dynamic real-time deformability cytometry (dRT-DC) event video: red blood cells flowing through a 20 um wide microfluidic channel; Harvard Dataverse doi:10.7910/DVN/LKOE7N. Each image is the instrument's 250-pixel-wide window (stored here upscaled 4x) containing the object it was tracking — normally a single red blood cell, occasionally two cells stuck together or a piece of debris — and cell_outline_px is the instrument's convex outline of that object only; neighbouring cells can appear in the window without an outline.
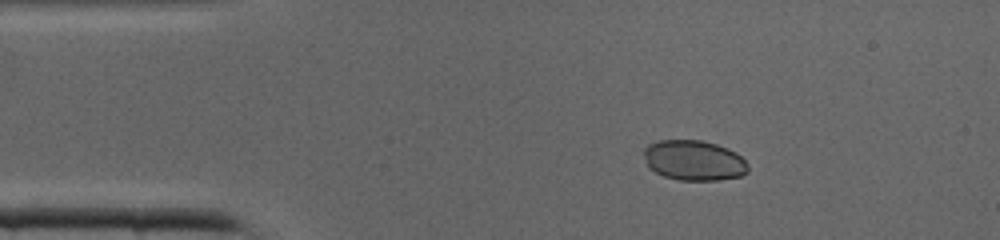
{"species": "common noctule bat (a hibernating species)", "species_latin": "Nyctalus noctula", "temperature_condition": "cold", "stored_images_in_passage": 35, "camera_frame_rate_fps": 3000, "um_per_image_px": 0.085, "animal": {"sex": "male", "body_mass_g": 19.0, "forearm_length_mm": 50.8}, "frame": {"image": 1, "passage_image": 1, "time_ms": 0.0, "image_size_px": [1000, 240], "cell_outline_px": [[748, 172], [740, 176], [720, 180], [680, 180], [664, 176], [648, 168], [644, 156], [644, 148], [648, 144], [660, 140], [700, 140], [716, 144], [728, 148], [736, 152], [744, 160], [748, 168]], "centroid_in_image_um": [58.97, 13.63], "position_along_channel_um": 26.0, "area_um2": 24.45}}
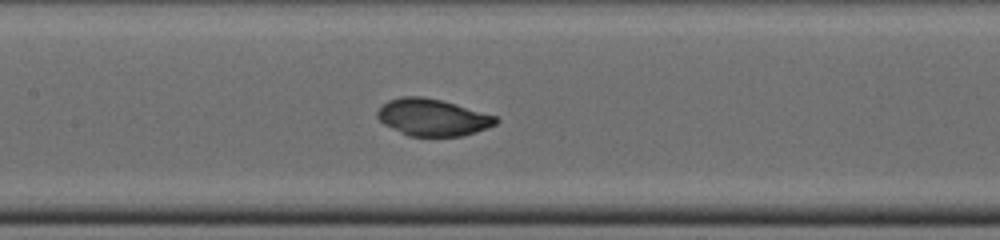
{"frame": {"image": 2, "passage_image": 13, "time_ms": 4.0, "image_size_px": [1000, 240], "cell_outline_px": [[500, 120], [496, 124], [488, 128], [464, 136], [408, 136], [384, 124], [376, 116], [376, 112], [380, 104], [388, 100], [404, 96], [420, 96], [440, 100], [496, 116]], "centroid_in_image_um": [36.74, 9.98], "position_along_channel_um": 170.7, "area_um2": 25.49}}
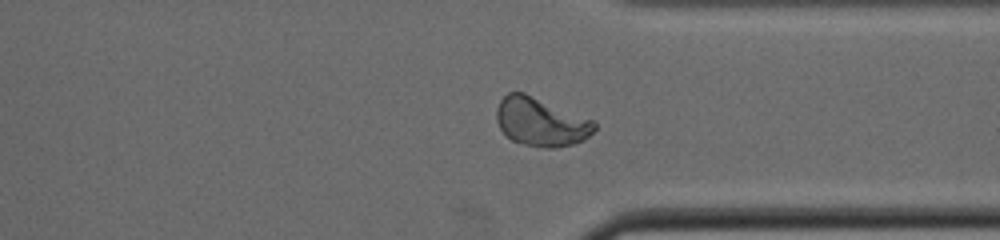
{"frame": {"image": 3, "passage_image": 25, "time_ms": 8.0, "image_size_px": [1000, 240], "cell_outline_px": [[596, 128], [584, 140], [572, 144], [556, 148], [544, 148], [524, 144], [512, 140], [500, 128], [496, 120], [496, 108], [500, 100], [508, 92], [524, 92], [592, 120], [596, 124]], "centroid_in_image_um": [45.95, 10.36], "position_along_channel_um": 365.5, "area_um2": 27.46}}